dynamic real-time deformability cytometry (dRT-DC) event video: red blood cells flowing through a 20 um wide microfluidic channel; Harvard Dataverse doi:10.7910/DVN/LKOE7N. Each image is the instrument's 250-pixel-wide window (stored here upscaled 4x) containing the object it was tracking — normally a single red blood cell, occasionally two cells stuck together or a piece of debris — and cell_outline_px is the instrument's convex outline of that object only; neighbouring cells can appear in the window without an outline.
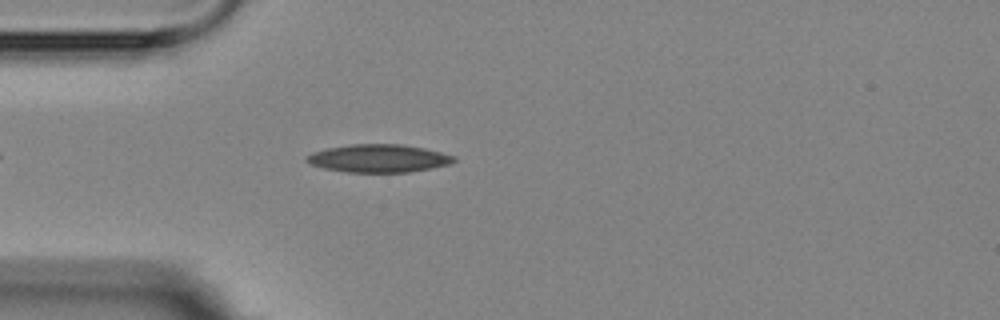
{"species": "Egyptian fruit bat (a non-hibernating species)", "species_latin": "Rousettus aegyptiacus", "temperature_condition": "room temperature", "stored_images_in_passage": 1, "camera_frame_rate_fps": 3000, "um_per_image_px": 0.085, "animal": {"sex": "female"}, "frame": {"image": 1, "passage_image": 1, "time_ms": 0.0, "image_size_px": [1000, 320], "cell_outline_px": [[456, 160], [448, 164], [408, 172], [348, 172], [324, 168], [308, 164], [304, 160], [312, 152], [328, 148], [352, 144], [400, 144], [424, 148], [456, 156]], "centroid_in_image_um": [32.15, 13.45], "position_along_channel_um": 52.9, "area_um2": 23.76}}